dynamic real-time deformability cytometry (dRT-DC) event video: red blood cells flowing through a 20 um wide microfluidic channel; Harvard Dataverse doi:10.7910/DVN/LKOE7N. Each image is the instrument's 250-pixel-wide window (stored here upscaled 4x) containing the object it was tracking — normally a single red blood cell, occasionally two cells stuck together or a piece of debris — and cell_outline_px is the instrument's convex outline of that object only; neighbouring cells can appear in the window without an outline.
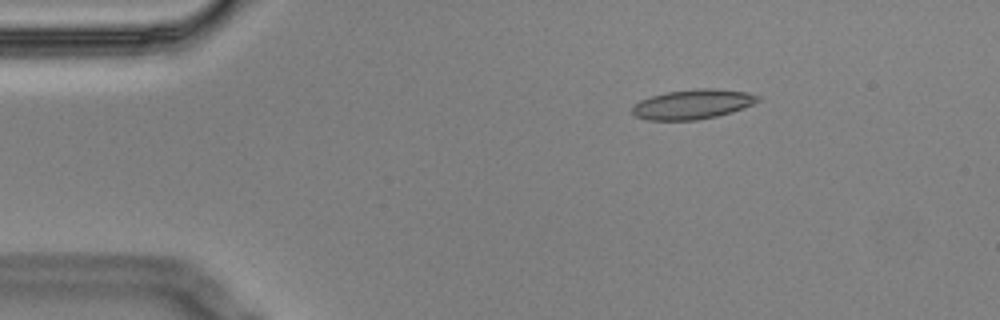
{"species": "Egyptian fruit bat (a non-hibernating species)", "species_latin": "Rousettus aegyptiacus", "temperature_condition": "cold", "stored_images_in_passage": 4, "camera_frame_rate_fps": 3000, "um_per_image_px": 0.085, "animal": {"sex": "male"}, "frame": {"image": 1, "passage_image": 2, "time_ms": 0.333, "image_size_px": [1000, 320], "cell_outline_px": [[760, 100], [752, 104], [732, 112], [716, 116], [696, 120], [648, 120], [636, 116], [632, 112], [632, 108], [640, 100], [652, 96], [668, 92], [696, 88], [716, 88], [748, 92], [760, 96]], "centroid_in_image_um": [58.91, 8.85], "position_along_channel_um": 26.1, "area_um2": 21.62}}